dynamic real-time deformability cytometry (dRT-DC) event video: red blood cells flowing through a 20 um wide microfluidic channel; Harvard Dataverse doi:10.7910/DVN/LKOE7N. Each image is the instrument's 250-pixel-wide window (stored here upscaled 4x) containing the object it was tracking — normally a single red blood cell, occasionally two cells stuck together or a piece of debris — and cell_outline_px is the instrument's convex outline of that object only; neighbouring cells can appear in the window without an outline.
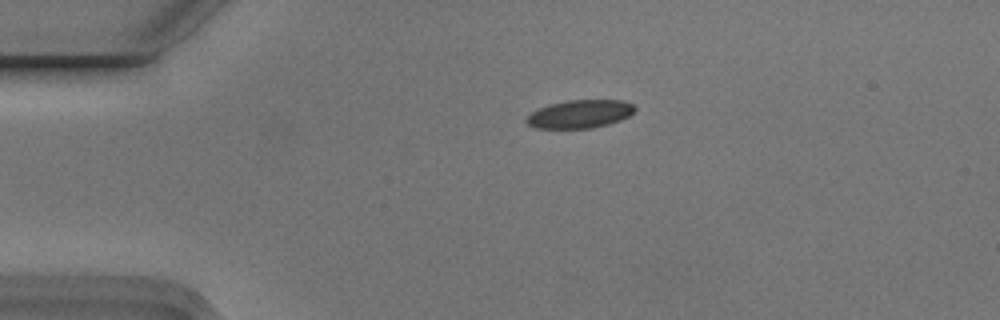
{"species": "Egyptian fruit bat (a non-hibernating species)", "species_latin": "Rousettus aegyptiacus", "temperature_condition": "cold", "stored_images_in_passage": 2, "camera_frame_rate_fps": 3000, "um_per_image_px": 0.085, "animal": {"sex": "male"}, "frame": {"image": 1, "passage_image": 1, "time_ms": 0.0, "image_size_px": [1000, 320], "cell_outline_px": [[636, 108], [628, 116], [620, 120], [608, 124], [592, 128], [536, 128], [528, 124], [524, 120], [532, 112], [548, 104], [568, 100], [624, 100], [632, 104]], "centroid_in_image_um": [49.28, 9.68], "position_along_channel_um": 35.7, "area_um2": 17.69}}